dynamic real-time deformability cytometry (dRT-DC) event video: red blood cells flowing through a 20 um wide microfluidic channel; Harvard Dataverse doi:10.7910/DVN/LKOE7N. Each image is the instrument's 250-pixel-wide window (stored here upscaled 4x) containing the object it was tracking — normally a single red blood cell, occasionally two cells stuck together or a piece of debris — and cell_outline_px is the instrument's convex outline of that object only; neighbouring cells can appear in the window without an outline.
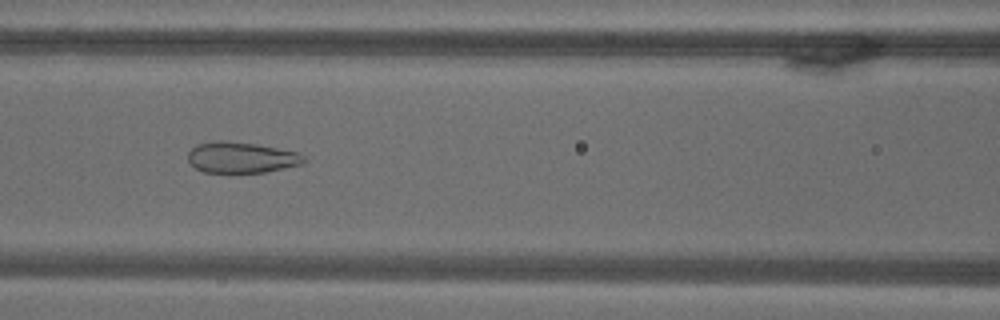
{"species": "common noctule bat (a hibernating species)", "species_latin": "Nyctalus noctula", "temperature_condition": "warm", "stored_images_in_passage": 40, "camera_frame_rate_fps": 3000, "um_per_image_px": 0.085, "animal": {"sex": "male", "body_mass_g": 18.8}, "frame": {"image": 1, "passage_image": 16, "time_ms": 5.0, "image_size_px": [1000, 320], "cell_outline_px": [[308, 160], [304, 164], [264, 172], [204, 172], [196, 168], [188, 160], [188, 152], [196, 144], [216, 140], [224, 140], [256, 144], [296, 152], [304, 156]], "centroid_in_image_um": [20.52, 13.38], "position_along_channel_um": 146.1, "area_um2": 20.87}}
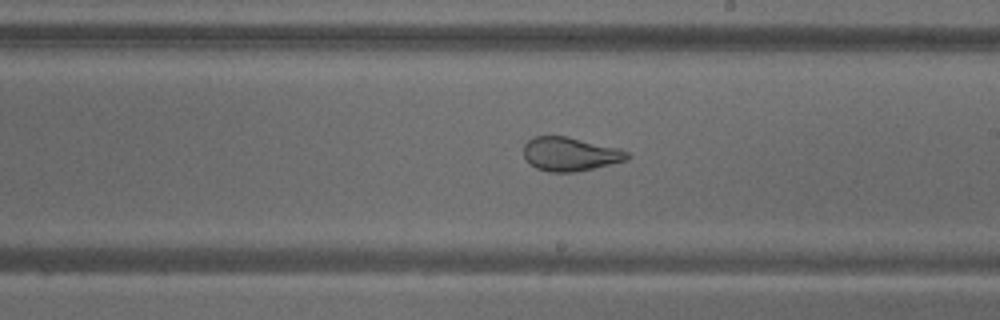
{"frame": {"image": 2, "passage_image": 26, "time_ms": 8.333, "image_size_px": [1000, 320], "cell_outline_px": [[632, 156], [628, 160], [576, 172], [548, 172], [536, 168], [524, 156], [524, 144], [528, 140], [536, 136], [568, 136], [620, 148], [628, 152]], "centroid_in_image_um": [48.5, 13.09], "position_along_channel_um": 240.5, "area_um2": 20.52}}
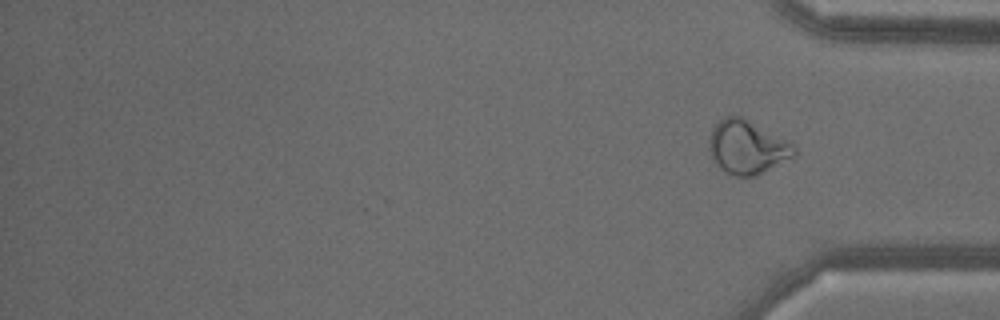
{"frame": {"image": 3, "passage_image": 40, "time_ms": 13.0, "image_size_px": [1000, 320], "cell_outline_px": [[796, 156], [752, 176], [732, 176], [724, 172], [712, 160], [708, 148], [708, 140], [712, 128], [724, 116], [740, 116], [748, 120], [792, 144], [796, 148]], "centroid_in_image_um": [63.44, 12.52], "position_along_channel_um": 371.8, "area_um2": 26.24}}